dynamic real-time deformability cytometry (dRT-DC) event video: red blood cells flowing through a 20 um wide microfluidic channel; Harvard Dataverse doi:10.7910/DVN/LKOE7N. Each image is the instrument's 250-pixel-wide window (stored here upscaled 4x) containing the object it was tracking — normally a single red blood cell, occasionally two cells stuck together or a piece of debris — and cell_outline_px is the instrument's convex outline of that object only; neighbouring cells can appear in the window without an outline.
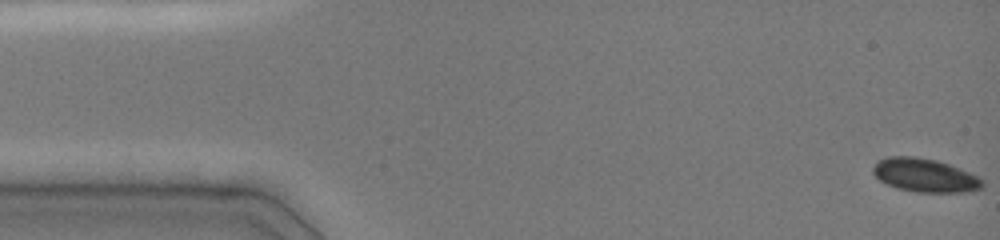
{"species": "common noctule bat (a hibernating species)", "species_latin": "Nyctalus noctula", "temperature_condition": "cold", "stored_images_in_passage": 48, "camera_frame_rate_fps": 3000, "um_per_image_px": 0.085, "animal": {"sex": "female", "body_mass_g": 19.0, "forearm_length_mm": 51.5}, "frame": {"image": 1, "passage_image": 1, "time_ms": 0.0, "image_size_px": [1000, 240], "cell_outline_px": [[984, 188], [964, 192], [916, 192], [896, 188], [880, 180], [872, 172], [872, 168], [880, 160], [888, 156], [916, 156], [936, 160], [948, 164], [980, 176], [984, 180]], "centroid_in_image_um": [78.65, 14.9], "position_along_channel_um": 6.3, "area_um2": 21.44}}
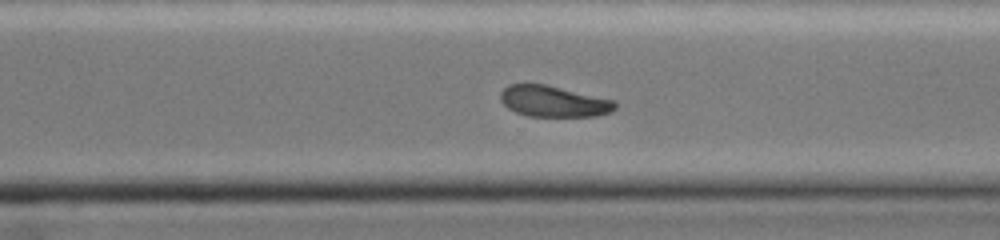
{"frame": {"image": 2, "passage_image": 34, "time_ms": 11.0, "image_size_px": [1000, 240], "cell_outline_px": [[616, 108], [612, 112], [596, 116], [528, 116], [516, 112], [508, 108], [500, 100], [500, 92], [508, 84], [544, 84], [616, 100]], "centroid_in_image_um": [47.07, 8.61], "position_along_channel_um": 323.5, "area_um2": 20.81}}
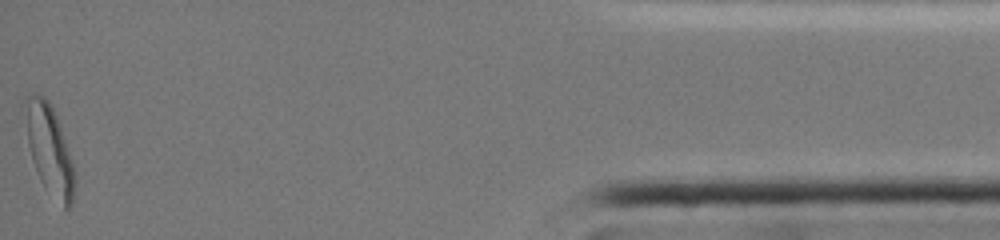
{"frame": {"image": 3, "passage_image": 48, "time_ms": 15.667, "image_size_px": [1000, 240], "cell_outline_px": [[76, 180], [72, 204], [68, 208], [64, 208], [44, 188], [40, 180], [32, 160], [28, 144], [24, 96], [32, 92], [44, 96], [48, 100], [56, 116], [76, 176]], "centroid_in_image_um": [4.19, 12.73], "position_along_channel_um": 431.0, "area_um2": 25.37}, "authors_computed_cell_mechanics": {"area_um2": 22.3975, "velocity_mm_per_s": 4.0051, "shape_relaxation_time_tau1_ms": 2.2832, "shape_relaxation_time_tau2_ms": null, "deformation_change_tau1": 0.0948, "deformation_change_tau2": null}}